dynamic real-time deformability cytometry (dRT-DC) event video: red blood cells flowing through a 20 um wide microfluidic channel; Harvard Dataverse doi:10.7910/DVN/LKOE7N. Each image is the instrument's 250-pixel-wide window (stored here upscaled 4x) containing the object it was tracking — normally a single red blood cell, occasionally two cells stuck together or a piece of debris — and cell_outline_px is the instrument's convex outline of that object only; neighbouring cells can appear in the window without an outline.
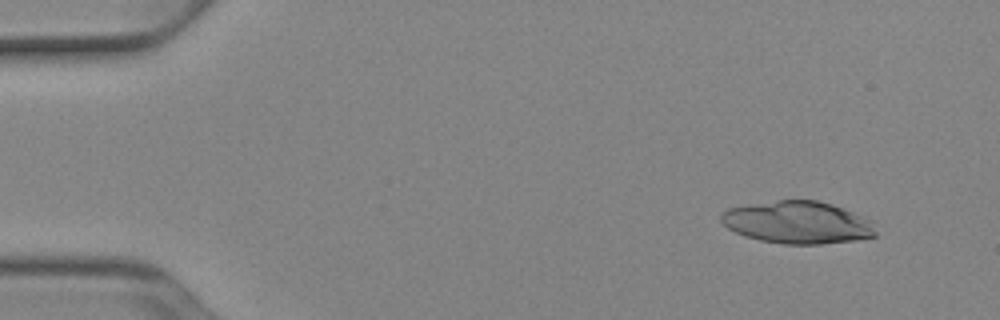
{"species": "Egyptian fruit bat (a non-hibernating species)", "species_latin": "Rousettus aegyptiacus", "temperature_condition": "cold", "stored_images_in_passage": 52, "camera_frame_rate_fps": 3000, "um_per_image_px": 0.085, "animal": {"sex": "female"}, "frame": {"image": 1, "passage_image": 5, "time_ms": 1.333, "image_size_px": [1000, 320], "cell_outline_px": [[876, 236], [856, 240], [820, 244], [784, 244], [760, 240], [744, 236], [728, 228], [720, 220], [720, 216], [728, 208], [748, 204], [780, 200], [816, 200], [832, 204], [852, 212], [868, 220], [876, 232]], "centroid_in_image_um": [67.76, 18.91], "position_along_channel_um": 17.2, "area_um2": 37.86}}